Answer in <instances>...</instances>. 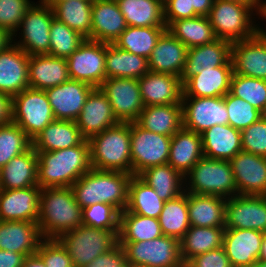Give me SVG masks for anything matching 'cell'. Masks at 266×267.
Wrapping results in <instances>:
<instances>
[{
	"instance_id": "58",
	"label": "cell",
	"mask_w": 266,
	"mask_h": 267,
	"mask_svg": "<svg viewBox=\"0 0 266 267\" xmlns=\"http://www.w3.org/2000/svg\"><path fill=\"white\" fill-rule=\"evenodd\" d=\"M25 256L9 250H0V267H22Z\"/></svg>"
},
{
	"instance_id": "22",
	"label": "cell",
	"mask_w": 266,
	"mask_h": 267,
	"mask_svg": "<svg viewBox=\"0 0 266 267\" xmlns=\"http://www.w3.org/2000/svg\"><path fill=\"white\" fill-rule=\"evenodd\" d=\"M264 233L252 229H225L223 247L233 267H253L259 259Z\"/></svg>"
},
{
	"instance_id": "12",
	"label": "cell",
	"mask_w": 266,
	"mask_h": 267,
	"mask_svg": "<svg viewBox=\"0 0 266 267\" xmlns=\"http://www.w3.org/2000/svg\"><path fill=\"white\" fill-rule=\"evenodd\" d=\"M34 4L27 10L18 26V30L22 28L23 39L15 43L29 56L49 54V32L54 17L53 8L41 3Z\"/></svg>"
},
{
	"instance_id": "57",
	"label": "cell",
	"mask_w": 266,
	"mask_h": 267,
	"mask_svg": "<svg viewBox=\"0 0 266 267\" xmlns=\"http://www.w3.org/2000/svg\"><path fill=\"white\" fill-rule=\"evenodd\" d=\"M12 97L0 92V126L12 123Z\"/></svg>"
},
{
	"instance_id": "10",
	"label": "cell",
	"mask_w": 266,
	"mask_h": 267,
	"mask_svg": "<svg viewBox=\"0 0 266 267\" xmlns=\"http://www.w3.org/2000/svg\"><path fill=\"white\" fill-rule=\"evenodd\" d=\"M132 175H139L145 169L167 164L171 137L160 135L130 122Z\"/></svg>"
},
{
	"instance_id": "42",
	"label": "cell",
	"mask_w": 266,
	"mask_h": 267,
	"mask_svg": "<svg viewBox=\"0 0 266 267\" xmlns=\"http://www.w3.org/2000/svg\"><path fill=\"white\" fill-rule=\"evenodd\" d=\"M166 30L167 27L127 26L113 44L122 50L148 59Z\"/></svg>"
},
{
	"instance_id": "59",
	"label": "cell",
	"mask_w": 266,
	"mask_h": 267,
	"mask_svg": "<svg viewBox=\"0 0 266 267\" xmlns=\"http://www.w3.org/2000/svg\"><path fill=\"white\" fill-rule=\"evenodd\" d=\"M191 7L199 16H208L214 0H190Z\"/></svg>"
},
{
	"instance_id": "47",
	"label": "cell",
	"mask_w": 266,
	"mask_h": 267,
	"mask_svg": "<svg viewBox=\"0 0 266 267\" xmlns=\"http://www.w3.org/2000/svg\"><path fill=\"white\" fill-rule=\"evenodd\" d=\"M230 93L247 101L262 114L266 108V80L233 73Z\"/></svg>"
},
{
	"instance_id": "66",
	"label": "cell",
	"mask_w": 266,
	"mask_h": 267,
	"mask_svg": "<svg viewBox=\"0 0 266 267\" xmlns=\"http://www.w3.org/2000/svg\"><path fill=\"white\" fill-rule=\"evenodd\" d=\"M263 115L266 117V108H265V111H264Z\"/></svg>"
},
{
	"instance_id": "65",
	"label": "cell",
	"mask_w": 266,
	"mask_h": 267,
	"mask_svg": "<svg viewBox=\"0 0 266 267\" xmlns=\"http://www.w3.org/2000/svg\"><path fill=\"white\" fill-rule=\"evenodd\" d=\"M253 267H266V261L265 260H258Z\"/></svg>"
},
{
	"instance_id": "4",
	"label": "cell",
	"mask_w": 266,
	"mask_h": 267,
	"mask_svg": "<svg viewBox=\"0 0 266 267\" xmlns=\"http://www.w3.org/2000/svg\"><path fill=\"white\" fill-rule=\"evenodd\" d=\"M88 141L91 168L132 175L130 122H119Z\"/></svg>"
},
{
	"instance_id": "28",
	"label": "cell",
	"mask_w": 266,
	"mask_h": 267,
	"mask_svg": "<svg viewBox=\"0 0 266 267\" xmlns=\"http://www.w3.org/2000/svg\"><path fill=\"white\" fill-rule=\"evenodd\" d=\"M231 47V42L216 39L212 43L188 49L185 68L180 77L182 84L203 69L225 65L231 59Z\"/></svg>"
},
{
	"instance_id": "33",
	"label": "cell",
	"mask_w": 266,
	"mask_h": 267,
	"mask_svg": "<svg viewBox=\"0 0 266 267\" xmlns=\"http://www.w3.org/2000/svg\"><path fill=\"white\" fill-rule=\"evenodd\" d=\"M84 140L76 122L55 119L32 140V147L35 152L62 150Z\"/></svg>"
},
{
	"instance_id": "64",
	"label": "cell",
	"mask_w": 266,
	"mask_h": 267,
	"mask_svg": "<svg viewBox=\"0 0 266 267\" xmlns=\"http://www.w3.org/2000/svg\"><path fill=\"white\" fill-rule=\"evenodd\" d=\"M61 1H66V0H41L40 3L53 8L57 3L61 2Z\"/></svg>"
},
{
	"instance_id": "38",
	"label": "cell",
	"mask_w": 266,
	"mask_h": 267,
	"mask_svg": "<svg viewBox=\"0 0 266 267\" xmlns=\"http://www.w3.org/2000/svg\"><path fill=\"white\" fill-rule=\"evenodd\" d=\"M127 26L166 27L163 0H116Z\"/></svg>"
},
{
	"instance_id": "45",
	"label": "cell",
	"mask_w": 266,
	"mask_h": 267,
	"mask_svg": "<svg viewBox=\"0 0 266 267\" xmlns=\"http://www.w3.org/2000/svg\"><path fill=\"white\" fill-rule=\"evenodd\" d=\"M93 0H66L53 7L54 16L71 29L88 38L92 27Z\"/></svg>"
},
{
	"instance_id": "41",
	"label": "cell",
	"mask_w": 266,
	"mask_h": 267,
	"mask_svg": "<svg viewBox=\"0 0 266 267\" xmlns=\"http://www.w3.org/2000/svg\"><path fill=\"white\" fill-rule=\"evenodd\" d=\"M159 219L128 212L120 213L119 242L148 241L161 237Z\"/></svg>"
},
{
	"instance_id": "60",
	"label": "cell",
	"mask_w": 266,
	"mask_h": 267,
	"mask_svg": "<svg viewBox=\"0 0 266 267\" xmlns=\"http://www.w3.org/2000/svg\"><path fill=\"white\" fill-rule=\"evenodd\" d=\"M234 1L245 3L254 10L257 9L256 13H259V15H261L262 17H264L266 13V1L264 3L261 2V0H234Z\"/></svg>"
},
{
	"instance_id": "50",
	"label": "cell",
	"mask_w": 266,
	"mask_h": 267,
	"mask_svg": "<svg viewBox=\"0 0 266 267\" xmlns=\"http://www.w3.org/2000/svg\"><path fill=\"white\" fill-rule=\"evenodd\" d=\"M83 225L97 229L119 230L120 212L108 203H95L83 208Z\"/></svg>"
},
{
	"instance_id": "13",
	"label": "cell",
	"mask_w": 266,
	"mask_h": 267,
	"mask_svg": "<svg viewBox=\"0 0 266 267\" xmlns=\"http://www.w3.org/2000/svg\"><path fill=\"white\" fill-rule=\"evenodd\" d=\"M119 122H135L144 109L139 81L135 78H106L99 87Z\"/></svg>"
},
{
	"instance_id": "15",
	"label": "cell",
	"mask_w": 266,
	"mask_h": 267,
	"mask_svg": "<svg viewBox=\"0 0 266 267\" xmlns=\"http://www.w3.org/2000/svg\"><path fill=\"white\" fill-rule=\"evenodd\" d=\"M225 229H252L266 232V196L240 195L228 198Z\"/></svg>"
},
{
	"instance_id": "27",
	"label": "cell",
	"mask_w": 266,
	"mask_h": 267,
	"mask_svg": "<svg viewBox=\"0 0 266 267\" xmlns=\"http://www.w3.org/2000/svg\"><path fill=\"white\" fill-rule=\"evenodd\" d=\"M91 35L87 39L114 43L127 25L116 0H93Z\"/></svg>"
},
{
	"instance_id": "21",
	"label": "cell",
	"mask_w": 266,
	"mask_h": 267,
	"mask_svg": "<svg viewBox=\"0 0 266 267\" xmlns=\"http://www.w3.org/2000/svg\"><path fill=\"white\" fill-rule=\"evenodd\" d=\"M138 81L144 107L182 104L183 84L180 77L148 71Z\"/></svg>"
},
{
	"instance_id": "34",
	"label": "cell",
	"mask_w": 266,
	"mask_h": 267,
	"mask_svg": "<svg viewBox=\"0 0 266 267\" xmlns=\"http://www.w3.org/2000/svg\"><path fill=\"white\" fill-rule=\"evenodd\" d=\"M135 122L145 130L172 137L183 127L182 104L146 106Z\"/></svg>"
},
{
	"instance_id": "35",
	"label": "cell",
	"mask_w": 266,
	"mask_h": 267,
	"mask_svg": "<svg viewBox=\"0 0 266 267\" xmlns=\"http://www.w3.org/2000/svg\"><path fill=\"white\" fill-rule=\"evenodd\" d=\"M226 202L220 196L188 193L190 226L225 227Z\"/></svg>"
},
{
	"instance_id": "20",
	"label": "cell",
	"mask_w": 266,
	"mask_h": 267,
	"mask_svg": "<svg viewBox=\"0 0 266 267\" xmlns=\"http://www.w3.org/2000/svg\"><path fill=\"white\" fill-rule=\"evenodd\" d=\"M75 122L86 140L119 123L100 88H94L90 92Z\"/></svg>"
},
{
	"instance_id": "48",
	"label": "cell",
	"mask_w": 266,
	"mask_h": 267,
	"mask_svg": "<svg viewBox=\"0 0 266 267\" xmlns=\"http://www.w3.org/2000/svg\"><path fill=\"white\" fill-rule=\"evenodd\" d=\"M32 140L15 123L0 126V170L14 157L28 151Z\"/></svg>"
},
{
	"instance_id": "44",
	"label": "cell",
	"mask_w": 266,
	"mask_h": 267,
	"mask_svg": "<svg viewBox=\"0 0 266 267\" xmlns=\"http://www.w3.org/2000/svg\"><path fill=\"white\" fill-rule=\"evenodd\" d=\"M158 219L163 235L180 240L190 228L188 193L166 201Z\"/></svg>"
},
{
	"instance_id": "31",
	"label": "cell",
	"mask_w": 266,
	"mask_h": 267,
	"mask_svg": "<svg viewBox=\"0 0 266 267\" xmlns=\"http://www.w3.org/2000/svg\"><path fill=\"white\" fill-rule=\"evenodd\" d=\"M202 157L201 134L182 127L171 137L168 164L184 177Z\"/></svg>"
},
{
	"instance_id": "40",
	"label": "cell",
	"mask_w": 266,
	"mask_h": 267,
	"mask_svg": "<svg viewBox=\"0 0 266 267\" xmlns=\"http://www.w3.org/2000/svg\"><path fill=\"white\" fill-rule=\"evenodd\" d=\"M167 30L188 49L212 43L217 39L207 16L173 21L167 26Z\"/></svg>"
},
{
	"instance_id": "63",
	"label": "cell",
	"mask_w": 266,
	"mask_h": 267,
	"mask_svg": "<svg viewBox=\"0 0 266 267\" xmlns=\"http://www.w3.org/2000/svg\"><path fill=\"white\" fill-rule=\"evenodd\" d=\"M258 260L266 261V232L264 233V236L262 238L261 251H260Z\"/></svg>"
},
{
	"instance_id": "53",
	"label": "cell",
	"mask_w": 266,
	"mask_h": 267,
	"mask_svg": "<svg viewBox=\"0 0 266 267\" xmlns=\"http://www.w3.org/2000/svg\"><path fill=\"white\" fill-rule=\"evenodd\" d=\"M37 254L46 267H74L71 256L58 239H45L39 245Z\"/></svg>"
},
{
	"instance_id": "30",
	"label": "cell",
	"mask_w": 266,
	"mask_h": 267,
	"mask_svg": "<svg viewBox=\"0 0 266 267\" xmlns=\"http://www.w3.org/2000/svg\"><path fill=\"white\" fill-rule=\"evenodd\" d=\"M204 157L230 161L242 151L241 131L229 124L215 125L201 133Z\"/></svg>"
},
{
	"instance_id": "49",
	"label": "cell",
	"mask_w": 266,
	"mask_h": 267,
	"mask_svg": "<svg viewBox=\"0 0 266 267\" xmlns=\"http://www.w3.org/2000/svg\"><path fill=\"white\" fill-rule=\"evenodd\" d=\"M223 98L229 115L228 124L239 131L249 127L263 116L247 101L233 96L230 92Z\"/></svg>"
},
{
	"instance_id": "61",
	"label": "cell",
	"mask_w": 266,
	"mask_h": 267,
	"mask_svg": "<svg viewBox=\"0 0 266 267\" xmlns=\"http://www.w3.org/2000/svg\"><path fill=\"white\" fill-rule=\"evenodd\" d=\"M22 267H46L43 259L36 253L34 255L26 256Z\"/></svg>"
},
{
	"instance_id": "62",
	"label": "cell",
	"mask_w": 266,
	"mask_h": 267,
	"mask_svg": "<svg viewBox=\"0 0 266 267\" xmlns=\"http://www.w3.org/2000/svg\"><path fill=\"white\" fill-rule=\"evenodd\" d=\"M13 35L6 29L0 27V51L6 50L12 45Z\"/></svg>"
},
{
	"instance_id": "52",
	"label": "cell",
	"mask_w": 266,
	"mask_h": 267,
	"mask_svg": "<svg viewBox=\"0 0 266 267\" xmlns=\"http://www.w3.org/2000/svg\"><path fill=\"white\" fill-rule=\"evenodd\" d=\"M242 151L266 157V117L241 131Z\"/></svg>"
},
{
	"instance_id": "29",
	"label": "cell",
	"mask_w": 266,
	"mask_h": 267,
	"mask_svg": "<svg viewBox=\"0 0 266 267\" xmlns=\"http://www.w3.org/2000/svg\"><path fill=\"white\" fill-rule=\"evenodd\" d=\"M69 79L66 59L48 54L30 56L28 63L29 88L46 90Z\"/></svg>"
},
{
	"instance_id": "39",
	"label": "cell",
	"mask_w": 266,
	"mask_h": 267,
	"mask_svg": "<svg viewBox=\"0 0 266 267\" xmlns=\"http://www.w3.org/2000/svg\"><path fill=\"white\" fill-rule=\"evenodd\" d=\"M138 176L153 188L159 198L165 202L177 198L185 192L182 186L185 177L168 163L149 167Z\"/></svg>"
},
{
	"instance_id": "7",
	"label": "cell",
	"mask_w": 266,
	"mask_h": 267,
	"mask_svg": "<svg viewBox=\"0 0 266 267\" xmlns=\"http://www.w3.org/2000/svg\"><path fill=\"white\" fill-rule=\"evenodd\" d=\"M186 177L189 178V187L185 189L187 193L215 195L226 199L237 195L230 161L202 157L186 174L185 181L188 180Z\"/></svg>"
},
{
	"instance_id": "1",
	"label": "cell",
	"mask_w": 266,
	"mask_h": 267,
	"mask_svg": "<svg viewBox=\"0 0 266 267\" xmlns=\"http://www.w3.org/2000/svg\"><path fill=\"white\" fill-rule=\"evenodd\" d=\"M36 153L37 182L41 189L71 187L91 169L90 144L86 139L77 146Z\"/></svg>"
},
{
	"instance_id": "18",
	"label": "cell",
	"mask_w": 266,
	"mask_h": 267,
	"mask_svg": "<svg viewBox=\"0 0 266 267\" xmlns=\"http://www.w3.org/2000/svg\"><path fill=\"white\" fill-rule=\"evenodd\" d=\"M230 163L237 194L266 196V157L241 151Z\"/></svg>"
},
{
	"instance_id": "24",
	"label": "cell",
	"mask_w": 266,
	"mask_h": 267,
	"mask_svg": "<svg viewBox=\"0 0 266 267\" xmlns=\"http://www.w3.org/2000/svg\"><path fill=\"white\" fill-rule=\"evenodd\" d=\"M232 74L231 59L223 66L203 69L183 84L182 97H224L230 92Z\"/></svg>"
},
{
	"instance_id": "19",
	"label": "cell",
	"mask_w": 266,
	"mask_h": 267,
	"mask_svg": "<svg viewBox=\"0 0 266 267\" xmlns=\"http://www.w3.org/2000/svg\"><path fill=\"white\" fill-rule=\"evenodd\" d=\"M41 188L1 189L0 221L37 222Z\"/></svg>"
},
{
	"instance_id": "55",
	"label": "cell",
	"mask_w": 266,
	"mask_h": 267,
	"mask_svg": "<svg viewBox=\"0 0 266 267\" xmlns=\"http://www.w3.org/2000/svg\"><path fill=\"white\" fill-rule=\"evenodd\" d=\"M185 267H233L224 247L210 250L191 258Z\"/></svg>"
},
{
	"instance_id": "8",
	"label": "cell",
	"mask_w": 266,
	"mask_h": 267,
	"mask_svg": "<svg viewBox=\"0 0 266 267\" xmlns=\"http://www.w3.org/2000/svg\"><path fill=\"white\" fill-rule=\"evenodd\" d=\"M130 267H185L178 239L162 235L139 242H119Z\"/></svg>"
},
{
	"instance_id": "3",
	"label": "cell",
	"mask_w": 266,
	"mask_h": 267,
	"mask_svg": "<svg viewBox=\"0 0 266 267\" xmlns=\"http://www.w3.org/2000/svg\"><path fill=\"white\" fill-rule=\"evenodd\" d=\"M82 211L71 187L42 189L37 220L41 235L45 239H58L62 234L81 226Z\"/></svg>"
},
{
	"instance_id": "23",
	"label": "cell",
	"mask_w": 266,
	"mask_h": 267,
	"mask_svg": "<svg viewBox=\"0 0 266 267\" xmlns=\"http://www.w3.org/2000/svg\"><path fill=\"white\" fill-rule=\"evenodd\" d=\"M30 56L14 43L0 51V92L11 97L29 88Z\"/></svg>"
},
{
	"instance_id": "26",
	"label": "cell",
	"mask_w": 266,
	"mask_h": 267,
	"mask_svg": "<svg viewBox=\"0 0 266 267\" xmlns=\"http://www.w3.org/2000/svg\"><path fill=\"white\" fill-rule=\"evenodd\" d=\"M42 239L37 222L0 221V250L34 255Z\"/></svg>"
},
{
	"instance_id": "5",
	"label": "cell",
	"mask_w": 266,
	"mask_h": 267,
	"mask_svg": "<svg viewBox=\"0 0 266 267\" xmlns=\"http://www.w3.org/2000/svg\"><path fill=\"white\" fill-rule=\"evenodd\" d=\"M251 14L253 9L245 3L214 0L207 17L217 39L233 43L252 38L261 30L253 24Z\"/></svg>"
},
{
	"instance_id": "14",
	"label": "cell",
	"mask_w": 266,
	"mask_h": 267,
	"mask_svg": "<svg viewBox=\"0 0 266 267\" xmlns=\"http://www.w3.org/2000/svg\"><path fill=\"white\" fill-rule=\"evenodd\" d=\"M181 103L183 128L187 130L201 134L215 125L228 124L223 97H182Z\"/></svg>"
},
{
	"instance_id": "37",
	"label": "cell",
	"mask_w": 266,
	"mask_h": 267,
	"mask_svg": "<svg viewBox=\"0 0 266 267\" xmlns=\"http://www.w3.org/2000/svg\"><path fill=\"white\" fill-rule=\"evenodd\" d=\"M224 233L225 227L190 226L179 240L184 264L194 256L223 247Z\"/></svg>"
},
{
	"instance_id": "16",
	"label": "cell",
	"mask_w": 266,
	"mask_h": 267,
	"mask_svg": "<svg viewBox=\"0 0 266 267\" xmlns=\"http://www.w3.org/2000/svg\"><path fill=\"white\" fill-rule=\"evenodd\" d=\"M233 73L266 80V31L254 37L232 43Z\"/></svg>"
},
{
	"instance_id": "25",
	"label": "cell",
	"mask_w": 266,
	"mask_h": 267,
	"mask_svg": "<svg viewBox=\"0 0 266 267\" xmlns=\"http://www.w3.org/2000/svg\"><path fill=\"white\" fill-rule=\"evenodd\" d=\"M187 51L188 48L166 30L147 59L149 71L181 77L185 68Z\"/></svg>"
},
{
	"instance_id": "54",
	"label": "cell",
	"mask_w": 266,
	"mask_h": 267,
	"mask_svg": "<svg viewBox=\"0 0 266 267\" xmlns=\"http://www.w3.org/2000/svg\"><path fill=\"white\" fill-rule=\"evenodd\" d=\"M199 16L190 0H163V17L166 27L173 21L179 19L193 18Z\"/></svg>"
},
{
	"instance_id": "43",
	"label": "cell",
	"mask_w": 266,
	"mask_h": 267,
	"mask_svg": "<svg viewBox=\"0 0 266 267\" xmlns=\"http://www.w3.org/2000/svg\"><path fill=\"white\" fill-rule=\"evenodd\" d=\"M165 201L138 175H133L129 183L128 205L131 213L158 219Z\"/></svg>"
},
{
	"instance_id": "56",
	"label": "cell",
	"mask_w": 266,
	"mask_h": 267,
	"mask_svg": "<svg viewBox=\"0 0 266 267\" xmlns=\"http://www.w3.org/2000/svg\"><path fill=\"white\" fill-rule=\"evenodd\" d=\"M83 267H130L124 248L118 244Z\"/></svg>"
},
{
	"instance_id": "9",
	"label": "cell",
	"mask_w": 266,
	"mask_h": 267,
	"mask_svg": "<svg viewBox=\"0 0 266 267\" xmlns=\"http://www.w3.org/2000/svg\"><path fill=\"white\" fill-rule=\"evenodd\" d=\"M12 108V122L31 140L55 120L45 90H23L12 97Z\"/></svg>"
},
{
	"instance_id": "2",
	"label": "cell",
	"mask_w": 266,
	"mask_h": 267,
	"mask_svg": "<svg viewBox=\"0 0 266 267\" xmlns=\"http://www.w3.org/2000/svg\"><path fill=\"white\" fill-rule=\"evenodd\" d=\"M132 176L125 172L91 168L71 186V189L82 209L102 202L113 205L121 213L128 205Z\"/></svg>"
},
{
	"instance_id": "6",
	"label": "cell",
	"mask_w": 266,
	"mask_h": 267,
	"mask_svg": "<svg viewBox=\"0 0 266 267\" xmlns=\"http://www.w3.org/2000/svg\"><path fill=\"white\" fill-rule=\"evenodd\" d=\"M119 230L97 229L81 225L62 234L58 240L71 256L74 267H83L95 257L119 244Z\"/></svg>"
},
{
	"instance_id": "32",
	"label": "cell",
	"mask_w": 266,
	"mask_h": 267,
	"mask_svg": "<svg viewBox=\"0 0 266 267\" xmlns=\"http://www.w3.org/2000/svg\"><path fill=\"white\" fill-rule=\"evenodd\" d=\"M38 156L31 147L14 157L0 170L1 189H22L37 186Z\"/></svg>"
},
{
	"instance_id": "36",
	"label": "cell",
	"mask_w": 266,
	"mask_h": 267,
	"mask_svg": "<svg viewBox=\"0 0 266 267\" xmlns=\"http://www.w3.org/2000/svg\"><path fill=\"white\" fill-rule=\"evenodd\" d=\"M106 78L140 79L148 71V60L145 57L122 50L113 43H105Z\"/></svg>"
},
{
	"instance_id": "17",
	"label": "cell",
	"mask_w": 266,
	"mask_h": 267,
	"mask_svg": "<svg viewBox=\"0 0 266 267\" xmlns=\"http://www.w3.org/2000/svg\"><path fill=\"white\" fill-rule=\"evenodd\" d=\"M93 89V86L73 79L46 89L55 119L75 122Z\"/></svg>"
},
{
	"instance_id": "11",
	"label": "cell",
	"mask_w": 266,
	"mask_h": 267,
	"mask_svg": "<svg viewBox=\"0 0 266 267\" xmlns=\"http://www.w3.org/2000/svg\"><path fill=\"white\" fill-rule=\"evenodd\" d=\"M70 79L99 88L106 79L105 43L87 39L67 59Z\"/></svg>"
},
{
	"instance_id": "51",
	"label": "cell",
	"mask_w": 266,
	"mask_h": 267,
	"mask_svg": "<svg viewBox=\"0 0 266 267\" xmlns=\"http://www.w3.org/2000/svg\"><path fill=\"white\" fill-rule=\"evenodd\" d=\"M29 0H0V27L8 30L13 36L25 13L32 6Z\"/></svg>"
},
{
	"instance_id": "46",
	"label": "cell",
	"mask_w": 266,
	"mask_h": 267,
	"mask_svg": "<svg viewBox=\"0 0 266 267\" xmlns=\"http://www.w3.org/2000/svg\"><path fill=\"white\" fill-rule=\"evenodd\" d=\"M49 54L67 59L86 40L81 33L71 29L66 24L53 17L50 28Z\"/></svg>"
}]
</instances>
